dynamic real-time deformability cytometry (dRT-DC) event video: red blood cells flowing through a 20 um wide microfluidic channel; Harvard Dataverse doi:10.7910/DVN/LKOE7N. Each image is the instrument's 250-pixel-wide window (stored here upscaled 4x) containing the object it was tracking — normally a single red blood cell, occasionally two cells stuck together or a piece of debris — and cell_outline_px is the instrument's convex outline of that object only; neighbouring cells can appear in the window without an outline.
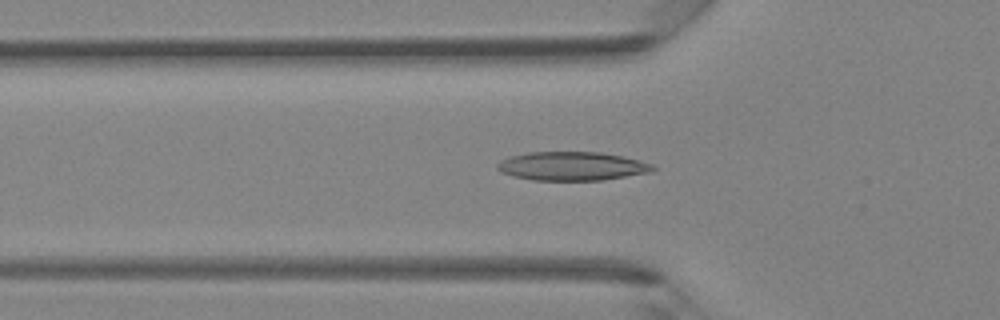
{"species": "Egyptian fruit bat (a non-hibernating species)", "species_latin": "Rousettus aegyptiacus", "temperature_condition": "room temperature", "stored_images_in_passage": 41, "camera_frame_rate_fps": 3000, "um_per_image_px": 0.085, "animal": {"sex": "female"}, "frame": {"image": 1, "passage_image": 13, "time_ms": 4.0, "image_size_px": [1000, 320], "cell_outline_px": [[656, 168], [652, 172], [604, 180], [532, 180], [512, 176], [500, 172], [496, 168], [496, 164], [500, 160], [508, 156], [528, 152], [600, 152], [620, 156], [652, 164]], "centroid_in_image_um": [48.56, 14.12], "position_along_channel_um": 77.2, "area_um2": 26.13}}
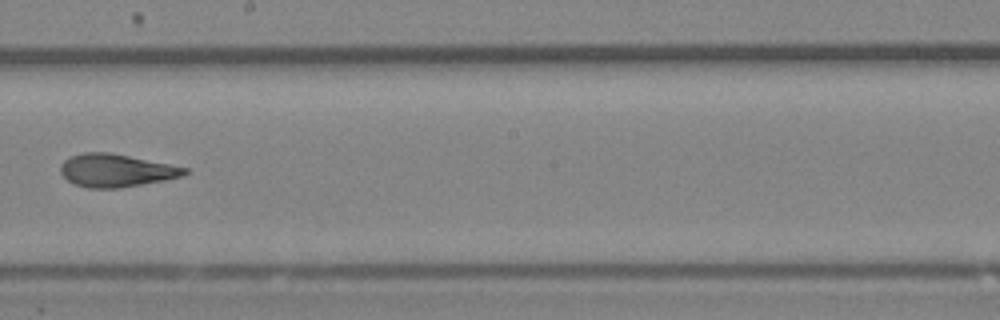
{"frame": {"image": 2, "passage_image": 23, "time_ms": 7.333, "image_size_px": [1000, 320], "cell_outline_px": [[188, 172], [184, 176], [164, 180], [120, 188], [88, 188], [76, 184], [68, 180], [60, 172], [60, 164], [64, 160], [72, 156], [84, 152], [108, 152], [188, 168]], "centroid_in_image_um": [9.85, 14.49], "position_along_channel_um": 238.3, "area_um2": 23.52}}
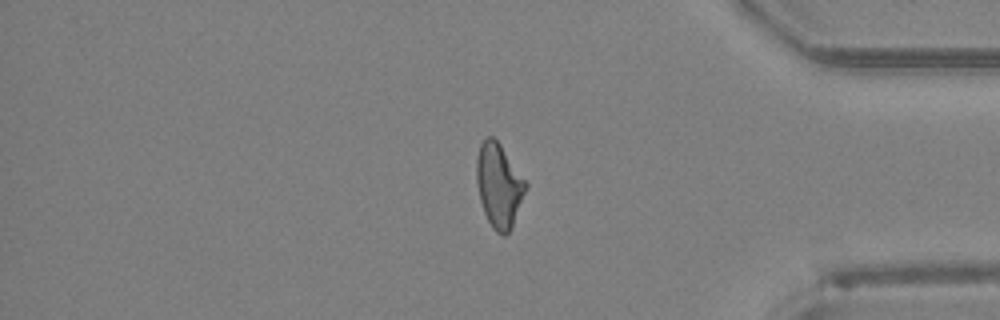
{"frame": {"image": 3, "passage_image": 34, "time_ms": 11.0, "image_size_px": [1000, 320], "cell_outline_px": [[528, 184], [512, 228], [504, 236], [496, 232], [492, 228], [484, 212], [480, 200], [476, 180], [476, 160], [480, 144], [488, 136], [492, 136], [500, 144]], "centroid_in_image_um": [42.4, 15.78], "position_along_channel_um": 392.8, "area_um2": 23.87}}